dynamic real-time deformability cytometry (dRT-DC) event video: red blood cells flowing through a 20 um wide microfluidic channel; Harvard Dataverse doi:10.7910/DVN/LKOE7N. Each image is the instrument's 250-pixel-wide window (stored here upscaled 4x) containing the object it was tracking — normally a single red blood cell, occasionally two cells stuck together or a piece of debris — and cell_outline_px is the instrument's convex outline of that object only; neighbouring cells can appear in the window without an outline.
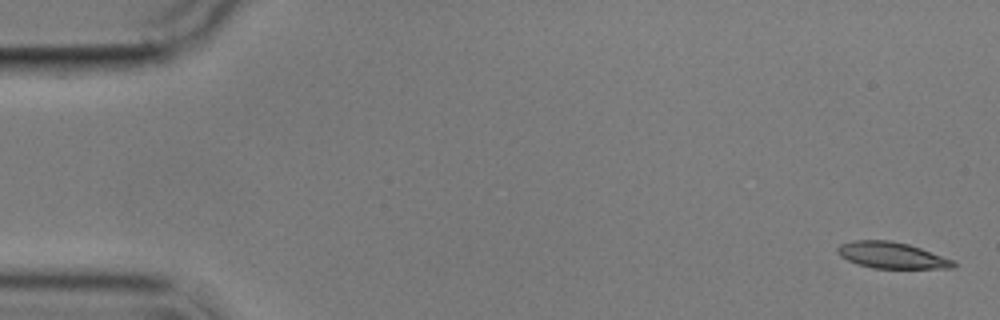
{"species": "common noctule bat (a hibernating species)", "species_latin": "Nyctalus noctula", "temperature_condition": "cold", "stored_images_in_passage": 5, "camera_frame_rate_fps": 3000, "um_per_image_px": 0.085, "animal": {"sex": "male", "body_mass_g": 17.9}, "frame": {"image": 1, "passage_image": 1, "time_ms": 0.0, "image_size_px": [1000, 320], "cell_outline_px": [[956, 268], [872, 268], [856, 264], [840, 256], [836, 252], [836, 248], [840, 244], [852, 240], [892, 240], [908, 244], [920, 248], [952, 260], [956, 264]], "centroid_in_image_um": [75.73, 21.69], "position_along_channel_um": 9.3, "area_um2": 17.74}}
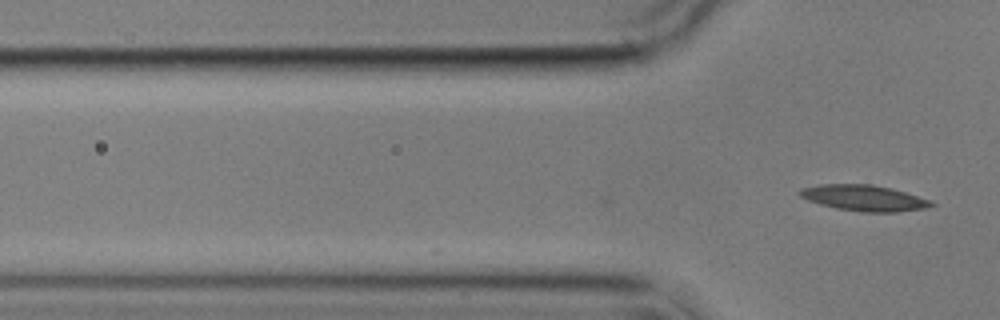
{"frame": {"image": 2, "passage_image": 5, "time_ms": 4.667, "image_size_px": [1000, 320], "cell_outline_px": [[936, 204], [924, 208], [896, 212], [860, 212], [836, 208], [820, 204], [808, 200], [800, 196], [796, 192], [800, 188], [820, 184], [872, 184], [904, 192], [932, 200]], "centroid_in_image_um": [73.4, 16.82], "position_along_channel_um": 52.4, "area_um2": 19.83}}